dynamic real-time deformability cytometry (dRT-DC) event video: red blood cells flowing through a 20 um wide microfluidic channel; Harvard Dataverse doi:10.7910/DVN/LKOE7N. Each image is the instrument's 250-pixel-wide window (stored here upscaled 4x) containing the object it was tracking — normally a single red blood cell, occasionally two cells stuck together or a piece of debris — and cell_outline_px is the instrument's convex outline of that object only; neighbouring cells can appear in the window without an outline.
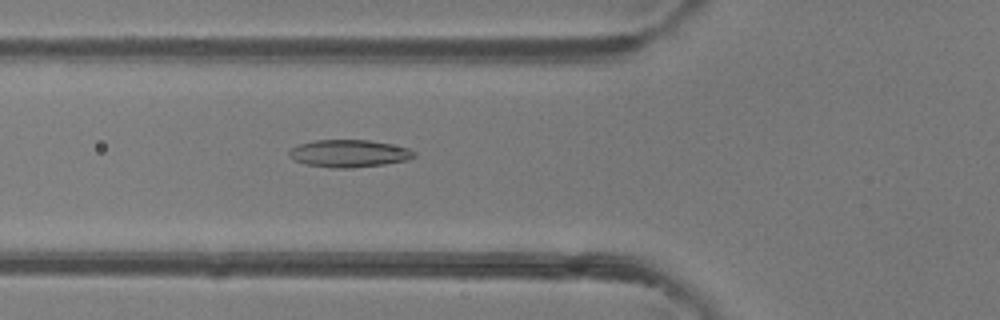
{"species": "common noctule bat (a hibernating species)", "species_latin": "Nyctalus noctula", "temperature_condition": "room temperature", "stored_images_in_passage": 40, "camera_frame_rate_fps": 3000, "um_per_image_px": 0.085, "animal": {"sex": "female"}, "frame": {"image": 1, "passage_image": 18, "time_ms": 5.667, "image_size_px": [1000, 320], "cell_outline_px": [[416, 156], [408, 160], [384, 164], [352, 168], [336, 168], [304, 164], [288, 156], [288, 152], [292, 148], [300, 144], [316, 140], [368, 140], [408, 148], [416, 152]], "centroid_in_image_um": [29.67, 13.05], "position_along_channel_um": 96.1, "area_um2": 19.83}}
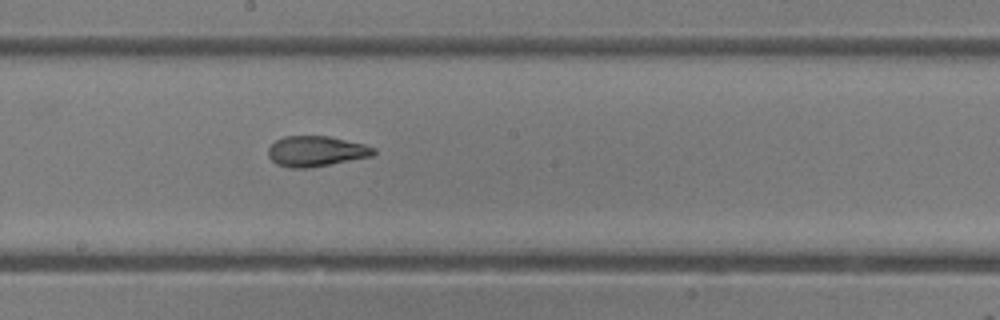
{"frame": {"image": 2, "passage_image": 27, "time_ms": 8.667, "image_size_px": [1000, 320], "cell_outline_px": [[376, 152], [372, 156], [308, 168], [292, 168], [276, 164], [268, 156], [268, 148], [276, 140], [284, 136], [328, 136], [364, 144], [376, 148]], "centroid_in_image_um": [26.86, 12.85], "position_along_channel_um": 221.3, "area_um2": 18.61}}
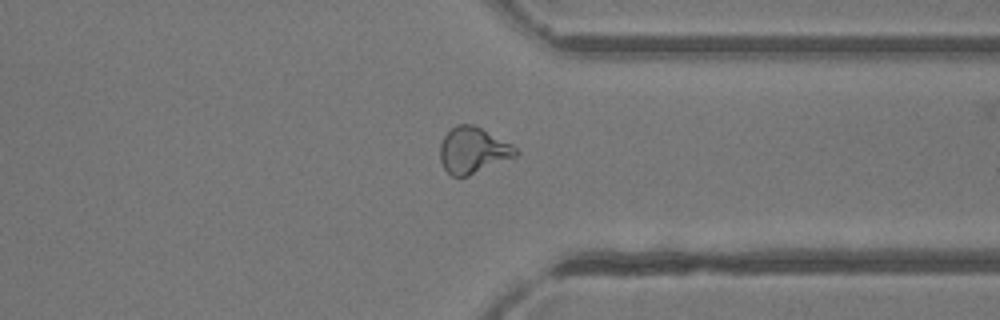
{"frame": {"image": 3, "passage_image": 38, "time_ms": 12.333, "image_size_px": [1000, 320], "cell_outline_px": [[520, 152], [516, 156], [468, 176], [452, 176], [444, 168], [440, 160], [440, 144], [444, 136], [456, 124], [472, 124], [512, 144]], "centroid_in_image_um": [40.2, 12.78], "position_along_channel_um": 371.2, "area_um2": 20.11}}